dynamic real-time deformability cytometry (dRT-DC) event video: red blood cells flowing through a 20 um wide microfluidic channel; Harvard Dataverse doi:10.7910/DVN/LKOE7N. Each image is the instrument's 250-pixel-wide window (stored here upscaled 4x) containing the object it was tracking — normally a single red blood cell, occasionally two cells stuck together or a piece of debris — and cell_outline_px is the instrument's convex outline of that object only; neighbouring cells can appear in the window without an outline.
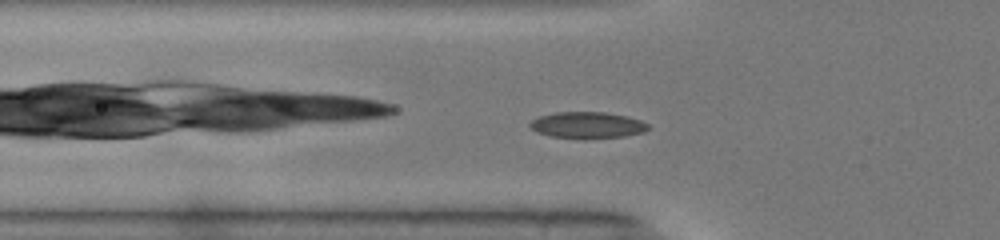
{"species": "common noctule bat (a hibernating species)", "species_latin": "Nyctalus noctula", "temperature_condition": "warm", "stored_images_in_passage": 24, "camera_frame_rate_fps": 3000, "um_per_image_px": 0.085, "animal": {"sex": "male", "body_mass_g": 19.0, "forearm_length_mm": 50.8}, "frame": {"image": 1, "passage_image": 11, "time_ms": 3.333, "image_size_px": [1000, 240], "cell_outline_px": [[648, 128], [644, 132], [624, 136], [552, 136], [536, 132], [528, 124], [532, 120], [540, 116], [556, 112], [604, 112], [624, 116], [640, 120], [648, 124]], "centroid_in_image_um": [49.91, 10.59], "position_along_channel_um": 75.9, "area_um2": 17.22}}
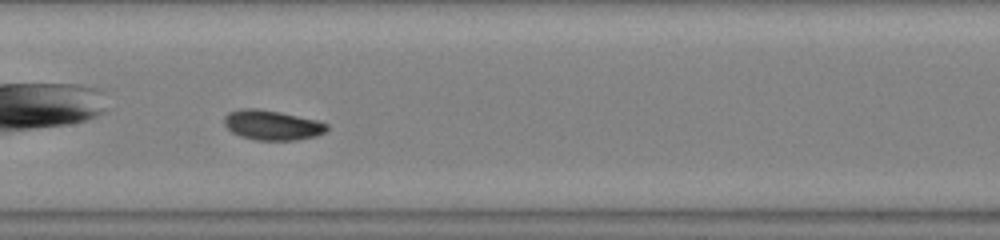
{"frame": {"image": 2, "passage_image": 19, "time_ms": 6.0, "image_size_px": [1000, 240], "cell_outline_px": [[328, 128], [324, 132], [316, 136], [296, 140], [256, 140], [240, 136], [232, 132], [224, 124], [224, 116], [228, 112], [248, 108], [256, 108], [280, 112], [316, 120], [328, 124]], "centroid_in_image_um": [23.12, 10.64], "position_along_channel_um": 184.3, "area_um2": 17.74}}
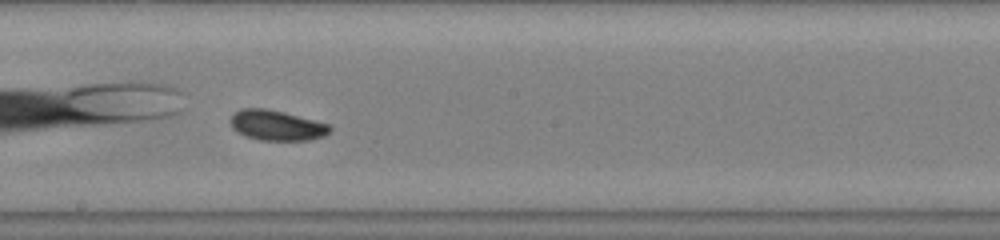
{"frame": {"image": 3, "passage_image": 22, "time_ms": 7.0, "image_size_px": [1000, 240], "cell_outline_px": [[332, 132], [324, 136], [312, 140], [260, 140], [244, 136], [236, 132], [232, 128], [228, 120], [240, 108], [264, 108], [328, 124], [332, 128]], "centroid_in_image_um": [23.48, 10.67], "position_along_channel_um": 224.7, "area_um2": 17.46}}